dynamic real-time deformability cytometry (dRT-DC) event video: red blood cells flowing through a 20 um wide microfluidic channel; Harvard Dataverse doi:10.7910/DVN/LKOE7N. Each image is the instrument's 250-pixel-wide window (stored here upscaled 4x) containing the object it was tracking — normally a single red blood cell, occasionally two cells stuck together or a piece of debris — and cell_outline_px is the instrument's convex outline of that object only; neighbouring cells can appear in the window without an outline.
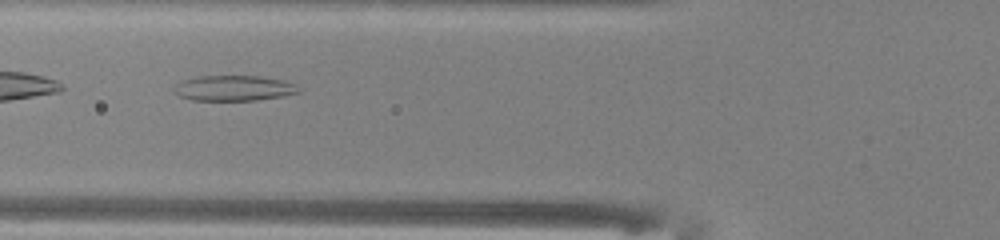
{"species": "common noctule bat (a hibernating species)", "species_latin": "Nyctalus noctula", "temperature_condition": "warm", "stored_images_in_passage": 25, "camera_frame_rate_fps": 3000, "um_per_image_px": 0.085, "animal": {"sex": "male", "body_mass_g": 13.0, "forearm_length_mm": 53.1}, "frame": {"image": 1, "passage_image": 4, "time_ms": 1.0, "image_size_px": [1000, 240], "cell_outline_px": [[300, 92], [284, 96], [256, 100], [192, 100], [180, 96], [176, 92], [176, 84], [180, 80], [200, 76], [260, 76], [284, 80], [296, 84]], "centroid_in_image_um": [19.91, 7.48], "position_along_channel_um": 105.9, "area_um2": 18.38}, "authors_computed_cell_mechanics": {"area_um2": 18.0336, "velocity_mm_per_s": 4.0453, "shape_relaxation_time_tau1_ms": null, "shape_relaxation_time_tau2_ms": 1.8153, "deformation_change_tau1": null, "deformation_change_tau2": 0.0978}}